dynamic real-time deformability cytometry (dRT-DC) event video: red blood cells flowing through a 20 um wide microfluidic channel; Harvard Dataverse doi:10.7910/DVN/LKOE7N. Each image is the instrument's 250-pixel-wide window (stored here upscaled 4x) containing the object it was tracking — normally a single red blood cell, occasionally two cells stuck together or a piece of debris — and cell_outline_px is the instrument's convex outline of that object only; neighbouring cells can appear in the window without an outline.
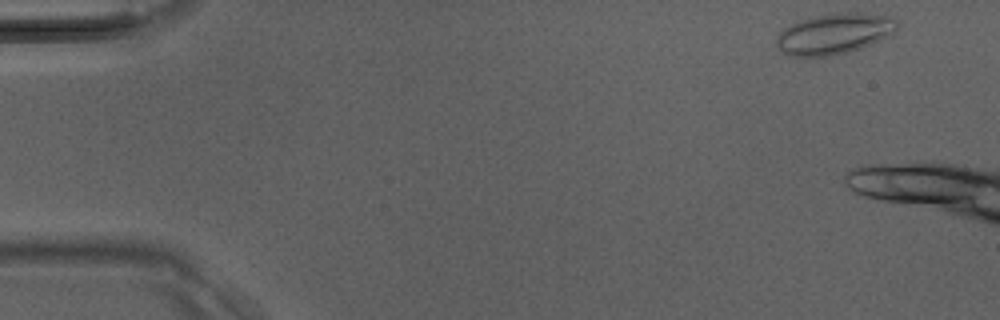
{"species": "Egyptian fruit bat (a non-hibernating species)", "species_latin": "Rousettus aegyptiacus", "temperature_condition": "room temperature", "stored_images_in_passage": 13, "camera_frame_rate_fps": 3000, "um_per_image_px": 0.085, "animal": {"sex": "male"}, "frame": {"image": 1, "passage_image": 1, "time_ms": 0.0, "image_size_px": [1000, 320], "cell_outline_px": [[900, 24], [896, 32], [860, 48], [848, 52], [828, 56], [792, 56], [784, 52], [776, 44], [776, 36], [784, 28], [800, 20], [816, 16], [836, 12], [856, 12], [892, 16]], "centroid_in_image_um": [70.95, 2.85], "position_along_channel_um": 14.1, "area_um2": 28.55}}